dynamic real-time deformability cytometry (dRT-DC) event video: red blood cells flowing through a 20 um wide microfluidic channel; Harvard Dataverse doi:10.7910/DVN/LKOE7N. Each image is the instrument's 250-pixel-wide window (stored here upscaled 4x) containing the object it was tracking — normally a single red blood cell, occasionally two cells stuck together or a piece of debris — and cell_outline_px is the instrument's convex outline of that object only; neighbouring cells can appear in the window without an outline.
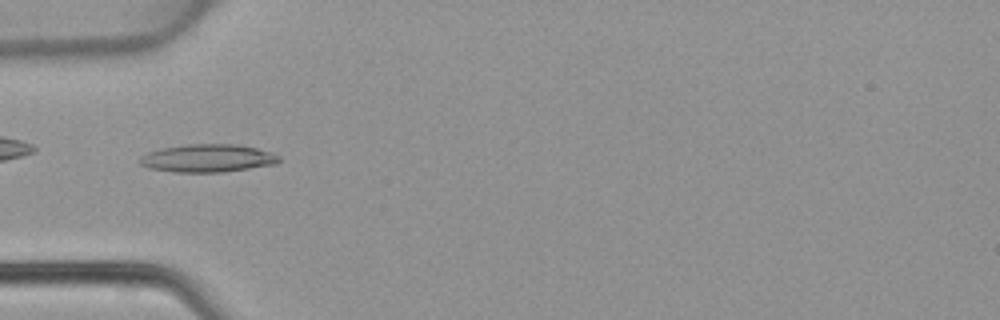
{"species": "common noctule bat (a hibernating species)", "species_latin": "Nyctalus noctula", "temperature_condition": "warm", "stored_images_in_passage": 45, "camera_frame_rate_fps": 3000, "um_per_image_px": 0.085, "animal": {"sex": "female", "body_mass_g": 22.7, "forearm_length_mm": 54.2}, "frame": {"image": 1, "passage_image": 14, "time_ms": 4.333, "image_size_px": [1000, 320], "cell_outline_px": [[280, 160], [276, 164], [224, 172], [172, 172], [148, 168], [140, 164], [140, 156], [148, 152], [160, 148], [188, 144], [236, 144], [256, 148], [272, 152], [280, 156]], "centroid_in_image_um": [17.65, 13.45], "position_along_channel_um": 67.4, "area_um2": 22.77}}
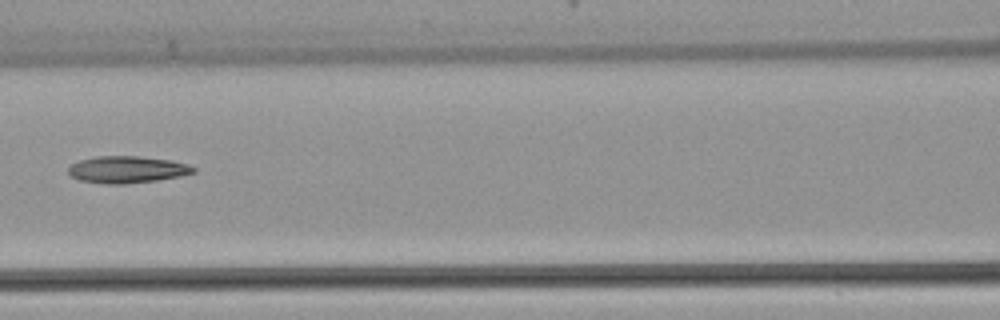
{"frame": {"image": 2, "passage_image": 20, "time_ms": 6.333, "image_size_px": [1000, 320], "cell_outline_px": [[196, 172], [180, 176], [156, 180], [124, 184], [108, 184], [80, 180], [72, 176], [68, 172], [68, 168], [72, 164], [80, 160], [96, 156], [140, 156], [172, 160], [188, 164], [196, 168]], "centroid_in_image_um": [10.83, 14.4], "position_along_channel_um": 155.8, "area_um2": 19.59}}